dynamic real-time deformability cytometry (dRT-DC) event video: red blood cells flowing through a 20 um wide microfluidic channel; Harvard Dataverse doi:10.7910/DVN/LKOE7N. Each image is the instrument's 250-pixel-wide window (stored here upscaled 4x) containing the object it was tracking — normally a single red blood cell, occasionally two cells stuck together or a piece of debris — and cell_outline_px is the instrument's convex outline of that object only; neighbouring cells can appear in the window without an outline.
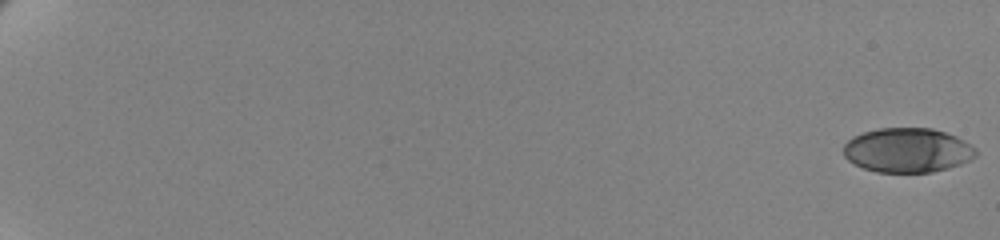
{"species": "human", "species_latin": "Homo sapiens", "temperature_condition": "cold", "stored_images_in_passage": 62, "camera_frame_rate_fps": 3000, "um_per_image_px": 0.085, "donor": {"sex": "female"}, "frame": {"image": 1, "passage_image": 1, "time_ms": 0.0, "image_size_px": [1000, 240], "cell_outline_px": [[976, 156], [960, 164], [948, 168], [932, 172], [876, 172], [864, 168], [848, 160], [844, 156], [844, 144], [852, 136], [864, 132], [880, 128], [932, 128], [956, 136], [972, 144], [976, 148]], "centroid_in_image_um": [77.14, 12.76], "position_along_channel_um": 7.9, "area_um2": 34.28}}
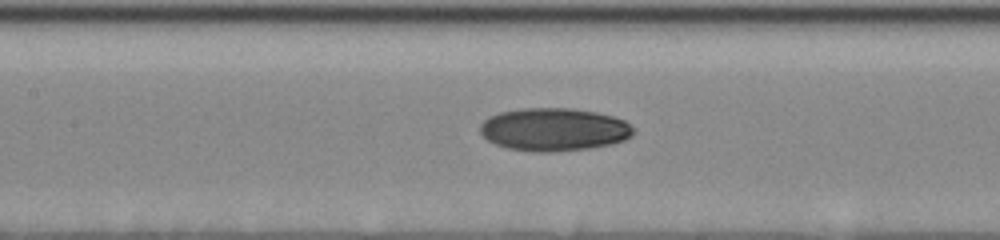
{"frame": {"image": 2, "passage_image": 34, "time_ms": 11.0, "image_size_px": [1000, 240], "cell_outline_px": [[636, 132], [632, 136], [624, 140], [612, 144], [588, 148], [552, 152], [532, 152], [508, 148], [496, 144], [488, 140], [480, 132], [480, 124], [488, 116], [500, 112], [520, 108], [568, 108], [596, 112], [612, 116], [624, 120]], "centroid_in_image_um": [47.07, 11.0], "position_along_channel_um": 160.3, "area_um2": 38.44}}
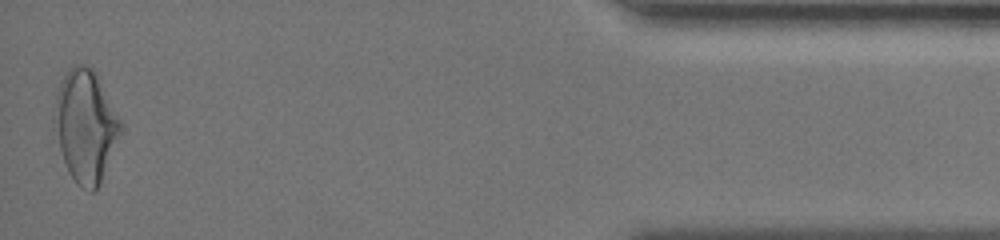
{"frame": {"image": 3, "passage_image": 62, "time_ms": 20.333, "image_size_px": [1000, 240], "cell_outline_px": [[124, 128], [100, 184], [92, 192], [88, 192], [76, 184], [68, 172], [60, 148], [56, 100], [56, 92], [68, 68], [72, 64], [84, 64], [92, 68], [96, 72], [124, 124]], "centroid_in_image_um": [7.36, 10.7], "position_along_channel_um": 427.8, "area_um2": 42.83}, "authors_computed_cell_mechanics": {"area_um2": 36.2984, "velocity_mm_per_s": 3.48, "shape_relaxation_time_tau1_ms": 4.4931, "shape_relaxation_time_tau2_ms": 3.8829, "deformation_change_tau1": 0.155, "deformation_change_tau2": 0.0817}}